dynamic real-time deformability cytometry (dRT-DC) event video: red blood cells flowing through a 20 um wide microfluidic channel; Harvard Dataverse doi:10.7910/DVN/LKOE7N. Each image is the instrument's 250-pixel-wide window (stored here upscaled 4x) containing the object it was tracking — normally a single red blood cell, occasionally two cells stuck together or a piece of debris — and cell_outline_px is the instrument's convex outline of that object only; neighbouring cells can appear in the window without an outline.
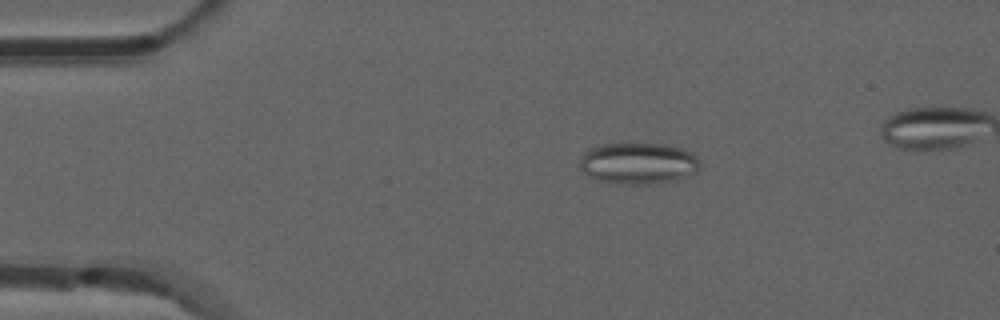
{"species": "common noctule bat (a hibernating species)", "species_latin": "Nyctalus noctula", "temperature_condition": "room temperature", "stored_images_in_passage": 49, "camera_frame_rate_fps": 3000, "um_per_image_px": 0.085, "animal": {"sex": "male", "forearm_length_mm": 52.5}, "frame": {"image": 1, "passage_image": 9, "time_ms": 2.667, "image_size_px": [1000, 320], "cell_outline_px": [[700, 164], [696, 172], [676, 180], [652, 184], [620, 184], [600, 180], [588, 176], [580, 172], [580, 156], [588, 148], [600, 144], [668, 144], [684, 148], [692, 152], [700, 160]], "centroid_in_image_um": [54.24, 13.87], "position_along_channel_um": 30.8, "area_um2": 29.42}}
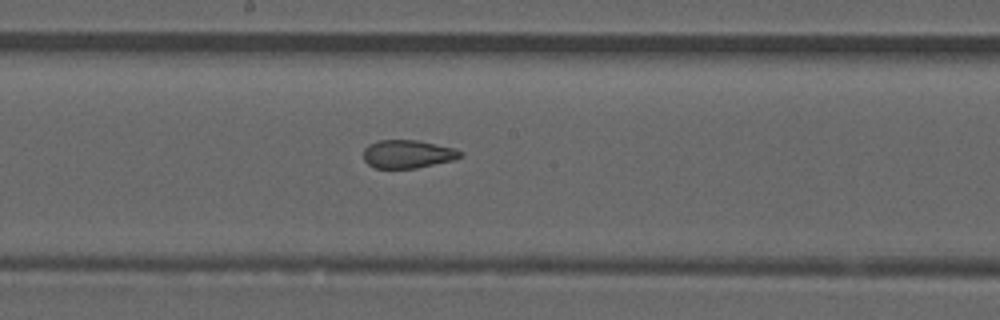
{"frame": {"image": 2, "passage_image": 27, "time_ms": 8.667, "image_size_px": [1000, 320], "cell_outline_px": [[464, 156], [456, 160], [416, 168], [376, 168], [368, 164], [364, 160], [364, 148], [368, 144], [380, 140], [416, 140], [452, 148], [464, 152]], "centroid_in_image_um": [34.68, 13.1], "position_along_channel_um": 213.5, "area_um2": 15.95}}
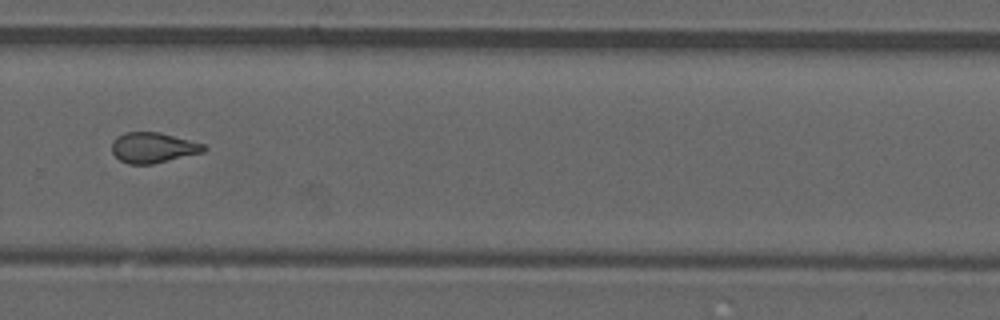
{"frame": {"image": 3, "passage_image": 35, "time_ms": 11.333, "image_size_px": [1000, 320], "cell_outline_px": [[208, 148], [204, 152], [152, 164], [128, 164], [120, 160], [112, 152], [112, 140], [116, 136], [124, 132], [160, 132], [204, 144]], "centroid_in_image_um": [13.0, 12.54], "position_along_channel_um": 316.8, "area_um2": 16.36}, "authors_computed_cell_mechanics": {"area_um2": 16.9932, "velocity_mm_per_s": 3.8921, "shape_relaxation_time_tau1_ms": null, "shape_relaxation_time_tau2_ms": 1.7946, "deformation_change_tau1": null, "deformation_change_tau2": 0.0834}}